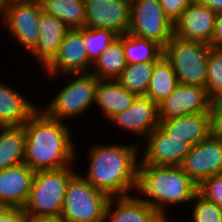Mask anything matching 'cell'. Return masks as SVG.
Wrapping results in <instances>:
<instances>
[{"label":"cell","instance_id":"22","mask_svg":"<svg viewBox=\"0 0 222 222\" xmlns=\"http://www.w3.org/2000/svg\"><path fill=\"white\" fill-rule=\"evenodd\" d=\"M136 97L135 93L129 92L117 80L99 79L94 105L102 110L101 115L109 121L116 114L129 108Z\"/></svg>","mask_w":222,"mask_h":222},{"label":"cell","instance_id":"29","mask_svg":"<svg viewBox=\"0 0 222 222\" xmlns=\"http://www.w3.org/2000/svg\"><path fill=\"white\" fill-rule=\"evenodd\" d=\"M118 37L119 35L112 30L82 28V40L87 50L88 60L93 64Z\"/></svg>","mask_w":222,"mask_h":222},{"label":"cell","instance_id":"25","mask_svg":"<svg viewBox=\"0 0 222 222\" xmlns=\"http://www.w3.org/2000/svg\"><path fill=\"white\" fill-rule=\"evenodd\" d=\"M40 5L44 13L58 18L69 29L85 27L84 0H44Z\"/></svg>","mask_w":222,"mask_h":222},{"label":"cell","instance_id":"35","mask_svg":"<svg viewBox=\"0 0 222 222\" xmlns=\"http://www.w3.org/2000/svg\"><path fill=\"white\" fill-rule=\"evenodd\" d=\"M0 222H28V215L23 208L2 207Z\"/></svg>","mask_w":222,"mask_h":222},{"label":"cell","instance_id":"7","mask_svg":"<svg viewBox=\"0 0 222 222\" xmlns=\"http://www.w3.org/2000/svg\"><path fill=\"white\" fill-rule=\"evenodd\" d=\"M76 173L68 182L60 217L65 222H102L109 196Z\"/></svg>","mask_w":222,"mask_h":222},{"label":"cell","instance_id":"26","mask_svg":"<svg viewBox=\"0 0 222 222\" xmlns=\"http://www.w3.org/2000/svg\"><path fill=\"white\" fill-rule=\"evenodd\" d=\"M126 66L127 62L122 47L121 35L92 64L90 73L94 74L98 79L116 80Z\"/></svg>","mask_w":222,"mask_h":222},{"label":"cell","instance_id":"38","mask_svg":"<svg viewBox=\"0 0 222 222\" xmlns=\"http://www.w3.org/2000/svg\"><path fill=\"white\" fill-rule=\"evenodd\" d=\"M197 3L209 7L214 12L222 11V0H195Z\"/></svg>","mask_w":222,"mask_h":222},{"label":"cell","instance_id":"4","mask_svg":"<svg viewBox=\"0 0 222 222\" xmlns=\"http://www.w3.org/2000/svg\"><path fill=\"white\" fill-rule=\"evenodd\" d=\"M74 165L57 170L35 171L28 200L27 215L60 216L69 180L76 174Z\"/></svg>","mask_w":222,"mask_h":222},{"label":"cell","instance_id":"16","mask_svg":"<svg viewBox=\"0 0 222 222\" xmlns=\"http://www.w3.org/2000/svg\"><path fill=\"white\" fill-rule=\"evenodd\" d=\"M108 122L115 124L117 127L130 131L140 137L146 138L152 130L159 125L158 105L148 96H137L132 105L116 114Z\"/></svg>","mask_w":222,"mask_h":222},{"label":"cell","instance_id":"20","mask_svg":"<svg viewBox=\"0 0 222 222\" xmlns=\"http://www.w3.org/2000/svg\"><path fill=\"white\" fill-rule=\"evenodd\" d=\"M39 108L17 88L0 82V127L22 126Z\"/></svg>","mask_w":222,"mask_h":222},{"label":"cell","instance_id":"30","mask_svg":"<svg viewBox=\"0 0 222 222\" xmlns=\"http://www.w3.org/2000/svg\"><path fill=\"white\" fill-rule=\"evenodd\" d=\"M205 88L210 99L222 96V47L209 49Z\"/></svg>","mask_w":222,"mask_h":222},{"label":"cell","instance_id":"27","mask_svg":"<svg viewBox=\"0 0 222 222\" xmlns=\"http://www.w3.org/2000/svg\"><path fill=\"white\" fill-rule=\"evenodd\" d=\"M122 47L127 64L156 62L163 56V48L156 42L130 33L122 35Z\"/></svg>","mask_w":222,"mask_h":222},{"label":"cell","instance_id":"34","mask_svg":"<svg viewBox=\"0 0 222 222\" xmlns=\"http://www.w3.org/2000/svg\"><path fill=\"white\" fill-rule=\"evenodd\" d=\"M194 0H159L166 17L174 23L180 18L184 9Z\"/></svg>","mask_w":222,"mask_h":222},{"label":"cell","instance_id":"37","mask_svg":"<svg viewBox=\"0 0 222 222\" xmlns=\"http://www.w3.org/2000/svg\"><path fill=\"white\" fill-rule=\"evenodd\" d=\"M28 222H65L60 216L28 215Z\"/></svg>","mask_w":222,"mask_h":222},{"label":"cell","instance_id":"3","mask_svg":"<svg viewBox=\"0 0 222 222\" xmlns=\"http://www.w3.org/2000/svg\"><path fill=\"white\" fill-rule=\"evenodd\" d=\"M197 189L198 184L180 166L139 165L136 193L167 222L171 220L167 206L192 202Z\"/></svg>","mask_w":222,"mask_h":222},{"label":"cell","instance_id":"10","mask_svg":"<svg viewBox=\"0 0 222 222\" xmlns=\"http://www.w3.org/2000/svg\"><path fill=\"white\" fill-rule=\"evenodd\" d=\"M144 150L139 153V165L180 166L191 145L185 139L172 137L158 125L145 138Z\"/></svg>","mask_w":222,"mask_h":222},{"label":"cell","instance_id":"15","mask_svg":"<svg viewBox=\"0 0 222 222\" xmlns=\"http://www.w3.org/2000/svg\"><path fill=\"white\" fill-rule=\"evenodd\" d=\"M216 12L195 0L181 13L174 23V35L192 41H200L212 46Z\"/></svg>","mask_w":222,"mask_h":222},{"label":"cell","instance_id":"32","mask_svg":"<svg viewBox=\"0 0 222 222\" xmlns=\"http://www.w3.org/2000/svg\"><path fill=\"white\" fill-rule=\"evenodd\" d=\"M197 192L206 200L222 207V173L202 180Z\"/></svg>","mask_w":222,"mask_h":222},{"label":"cell","instance_id":"12","mask_svg":"<svg viewBox=\"0 0 222 222\" xmlns=\"http://www.w3.org/2000/svg\"><path fill=\"white\" fill-rule=\"evenodd\" d=\"M85 27L128 33L131 0H84Z\"/></svg>","mask_w":222,"mask_h":222},{"label":"cell","instance_id":"19","mask_svg":"<svg viewBox=\"0 0 222 222\" xmlns=\"http://www.w3.org/2000/svg\"><path fill=\"white\" fill-rule=\"evenodd\" d=\"M70 29L58 18L40 12L39 40L30 52L43 69L57 55L59 47Z\"/></svg>","mask_w":222,"mask_h":222},{"label":"cell","instance_id":"11","mask_svg":"<svg viewBox=\"0 0 222 222\" xmlns=\"http://www.w3.org/2000/svg\"><path fill=\"white\" fill-rule=\"evenodd\" d=\"M180 167L199 184L202 180L222 173V137L210 135L191 146Z\"/></svg>","mask_w":222,"mask_h":222},{"label":"cell","instance_id":"2","mask_svg":"<svg viewBox=\"0 0 222 222\" xmlns=\"http://www.w3.org/2000/svg\"><path fill=\"white\" fill-rule=\"evenodd\" d=\"M138 151L139 147L134 143L92 145L88 152L89 166L82 176L109 197L131 195L137 189L140 163Z\"/></svg>","mask_w":222,"mask_h":222},{"label":"cell","instance_id":"23","mask_svg":"<svg viewBox=\"0 0 222 222\" xmlns=\"http://www.w3.org/2000/svg\"><path fill=\"white\" fill-rule=\"evenodd\" d=\"M25 147L24 125L0 127V170L24 163Z\"/></svg>","mask_w":222,"mask_h":222},{"label":"cell","instance_id":"6","mask_svg":"<svg viewBox=\"0 0 222 222\" xmlns=\"http://www.w3.org/2000/svg\"><path fill=\"white\" fill-rule=\"evenodd\" d=\"M210 47L204 42L184 40L173 35L163 48V56L171 63L179 83L205 87Z\"/></svg>","mask_w":222,"mask_h":222},{"label":"cell","instance_id":"21","mask_svg":"<svg viewBox=\"0 0 222 222\" xmlns=\"http://www.w3.org/2000/svg\"><path fill=\"white\" fill-rule=\"evenodd\" d=\"M159 125L172 137L185 139L191 146L211 135L209 112L174 117L160 121Z\"/></svg>","mask_w":222,"mask_h":222},{"label":"cell","instance_id":"36","mask_svg":"<svg viewBox=\"0 0 222 222\" xmlns=\"http://www.w3.org/2000/svg\"><path fill=\"white\" fill-rule=\"evenodd\" d=\"M212 46L222 47V11L216 14L214 32L212 36Z\"/></svg>","mask_w":222,"mask_h":222},{"label":"cell","instance_id":"9","mask_svg":"<svg viewBox=\"0 0 222 222\" xmlns=\"http://www.w3.org/2000/svg\"><path fill=\"white\" fill-rule=\"evenodd\" d=\"M41 5L30 0H8L2 21L9 36L30 53L39 40Z\"/></svg>","mask_w":222,"mask_h":222},{"label":"cell","instance_id":"18","mask_svg":"<svg viewBox=\"0 0 222 222\" xmlns=\"http://www.w3.org/2000/svg\"><path fill=\"white\" fill-rule=\"evenodd\" d=\"M34 174L35 171L25 163L0 170V205L23 208L29 197Z\"/></svg>","mask_w":222,"mask_h":222},{"label":"cell","instance_id":"39","mask_svg":"<svg viewBox=\"0 0 222 222\" xmlns=\"http://www.w3.org/2000/svg\"><path fill=\"white\" fill-rule=\"evenodd\" d=\"M8 0H0V18L3 21Z\"/></svg>","mask_w":222,"mask_h":222},{"label":"cell","instance_id":"31","mask_svg":"<svg viewBox=\"0 0 222 222\" xmlns=\"http://www.w3.org/2000/svg\"><path fill=\"white\" fill-rule=\"evenodd\" d=\"M194 201V202H193ZM191 203H194L191 211L192 222H222V207L206 200L198 192Z\"/></svg>","mask_w":222,"mask_h":222},{"label":"cell","instance_id":"24","mask_svg":"<svg viewBox=\"0 0 222 222\" xmlns=\"http://www.w3.org/2000/svg\"><path fill=\"white\" fill-rule=\"evenodd\" d=\"M178 84L179 81L171 63L161 56L155 62L145 96L158 105L172 94Z\"/></svg>","mask_w":222,"mask_h":222},{"label":"cell","instance_id":"8","mask_svg":"<svg viewBox=\"0 0 222 222\" xmlns=\"http://www.w3.org/2000/svg\"><path fill=\"white\" fill-rule=\"evenodd\" d=\"M128 33L156 42L162 48L174 35V25L166 17L159 0H131Z\"/></svg>","mask_w":222,"mask_h":222},{"label":"cell","instance_id":"33","mask_svg":"<svg viewBox=\"0 0 222 222\" xmlns=\"http://www.w3.org/2000/svg\"><path fill=\"white\" fill-rule=\"evenodd\" d=\"M209 114L211 135L222 137V96L211 99Z\"/></svg>","mask_w":222,"mask_h":222},{"label":"cell","instance_id":"13","mask_svg":"<svg viewBox=\"0 0 222 222\" xmlns=\"http://www.w3.org/2000/svg\"><path fill=\"white\" fill-rule=\"evenodd\" d=\"M91 67L82 40V29H70L61 42L57 55L43 71L53 78L58 74L89 73Z\"/></svg>","mask_w":222,"mask_h":222},{"label":"cell","instance_id":"17","mask_svg":"<svg viewBox=\"0 0 222 222\" xmlns=\"http://www.w3.org/2000/svg\"><path fill=\"white\" fill-rule=\"evenodd\" d=\"M136 193L110 197L102 222H167Z\"/></svg>","mask_w":222,"mask_h":222},{"label":"cell","instance_id":"28","mask_svg":"<svg viewBox=\"0 0 222 222\" xmlns=\"http://www.w3.org/2000/svg\"><path fill=\"white\" fill-rule=\"evenodd\" d=\"M155 62L127 64L121 75L116 79L129 92L137 96L146 95Z\"/></svg>","mask_w":222,"mask_h":222},{"label":"cell","instance_id":"14","mask_svg":"<svg viewBox=\"0 0 222 222\" xmlns=\"http://www.w3.org/2000/svg\"><path fill=\"white\" fill-rule=\"evenodd\" d=\"M210 101L205 87L179 83L172 94L158 104L159 122L174 117L209 112Z\"/></svg>","mask_w":222,"mask_h":222},{"label":"cell","instance_id":"5","mask_svg":"<svg viewBox=\"0 0 222 222\" xmlns=\"http://www.w3.org/2000/svg\"><path fill=\"white\" fill-rule=\"evenodd\" d=\"M73 78L50 99L47 106L40 107L50 118L59 121L71 120L93 107L98 78L92 73H66ZM72 76V77H70Z\"/></svg>","mask_w":222,"mask_h":222},{"label":"cell","instance_id":"1","mask_svg":"<svg viewBox=\"0 0 222 222\" xmlns=\"http://www.w3.org/2000/svg\"><path fill=\"white\" fill-rule=\"evenodd\" d=\"M24 129V163L33 171L62 169L77 161L73 129L66 122L50 118L39 108L24 124Z\"/></svg>","mask_w":222,"mask_h":222},{"label":"cell","instance_id":"40","mask_svg":"<svg viewBox=\"0 0 222 222\" xmlns=\"http://www.w3.org/2000/svg\"><path fill=\"white\" fill-rule=\"evenodd\" d=\"M30 1H33V2H37V3H41V2H43L44 0H30Z\"/></svg>","mask_w":222,"mask_h":222}]
</instances>
